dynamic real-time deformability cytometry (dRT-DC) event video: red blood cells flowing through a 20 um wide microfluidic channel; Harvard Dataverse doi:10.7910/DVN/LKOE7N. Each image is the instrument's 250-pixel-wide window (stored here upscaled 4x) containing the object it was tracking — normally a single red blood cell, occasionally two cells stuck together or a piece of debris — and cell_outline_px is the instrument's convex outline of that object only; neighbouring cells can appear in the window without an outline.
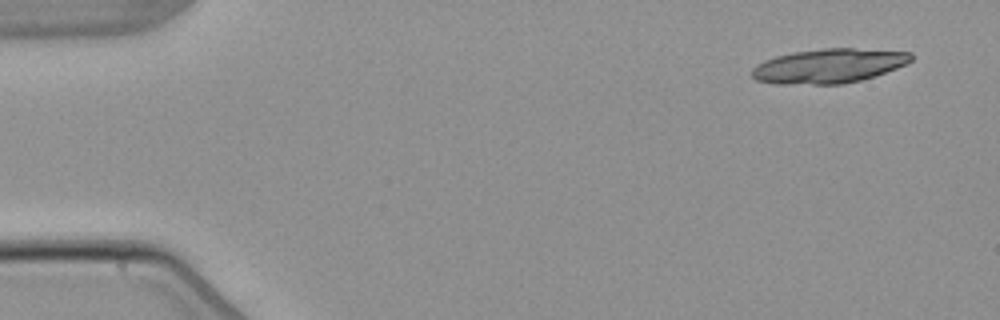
{"species": "common noctule bat (a hibernating species)", "species_latin": "Nyctalus noctula", "temperature_condition": "warm", "stored_images_in_passage": 6, "segment_of_instrument_passage": [1, 2], "camera_frame_rate_fps": 3000, "um_per_image_px": 0.085, "animal": {"sex": "male", "body_mass_g": 21.5, "forearm_length_mm": 52.0}, "frame": {"image": 1, "passage_image": 1, "time_ms": 0.0, "image_size_px": [1000, 320], "cell_outline_px": [[912, 60], [908, 64], [860, 80], [844, 84], [776, 84], [756, 80], [752, 76], [752, 68], [756, 64], [764, 60], [776, 56], [792, 52], [824, 48], [852, 48], [912, 52]], "centroid_in_image_um": [70.42, 5.6], "position_along_channel_um": 14.6, "area_um2": 31.91}}